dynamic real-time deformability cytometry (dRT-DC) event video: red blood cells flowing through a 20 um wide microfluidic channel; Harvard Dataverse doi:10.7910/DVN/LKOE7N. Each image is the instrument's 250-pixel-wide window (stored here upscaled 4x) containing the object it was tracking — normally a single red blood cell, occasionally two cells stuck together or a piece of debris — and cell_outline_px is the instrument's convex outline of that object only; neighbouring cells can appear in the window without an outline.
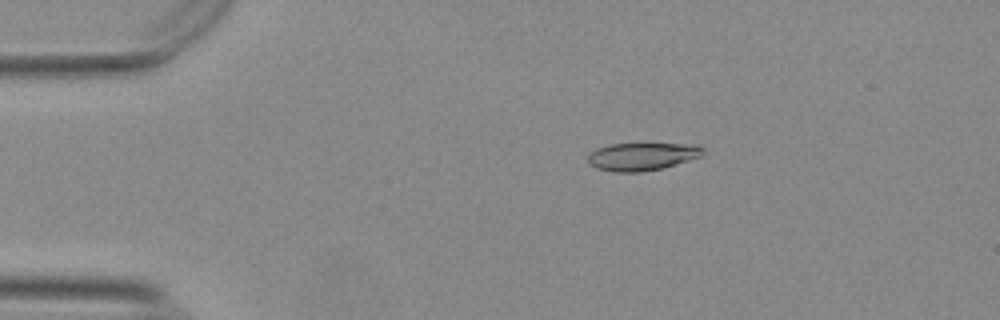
{"species": "Egyptian fruit bat (a non-hibernating species)", "species_latin": "Rousettus aegyptiacus", "temperature_condition": "warm", "stored_images_in_passage": 45, "camera_frame_rate_fps": 3000, "um_per_image_px": 0.085, "animal": {"sex": "female"}, "frame": {"image": 1, "passage_image": 1, "time_ms": 0.0, "image_size_px": [1000, 320], "cell_outline_px": [[704, 152], [700, 156], [664, 168], [640, 172], [616, 172], [596, 168], [588, 160], [588, 156], [596, 148], [612, 144], [696, 144], [704, 148]], "centroid_in_image_um": [54.59, 13.3], "position_along_channel_um": 30.4, "area_um2": 18.44}}
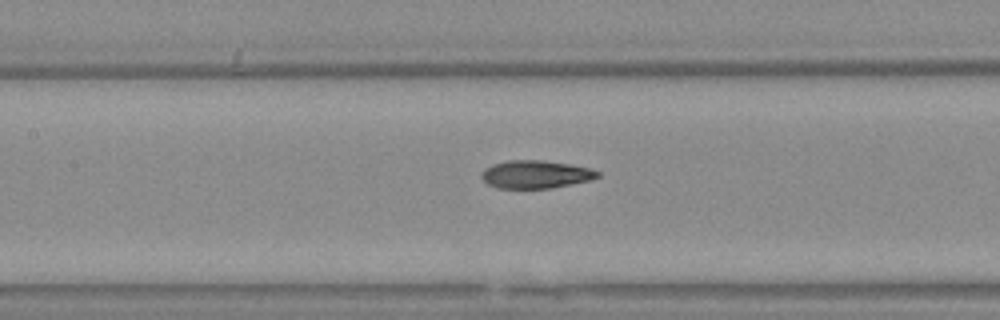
{"frame": {"image": 2, "passage_image": 16, "time_ms": 5.0, "image_size_px": [1000, 320], "cell_outline_px": [[600, 176], [592, 180], [552, 188], [500, 188], [488, 184], [480, 176], [484, 168], [492, 164], [508, 160], [540, 160], [568, 164], [592, 168], [600, 172]], "centroid_in_image_um": [45.55, 14.82], "position_along_channel_um": 161.8, "area_um2": 18.96}}
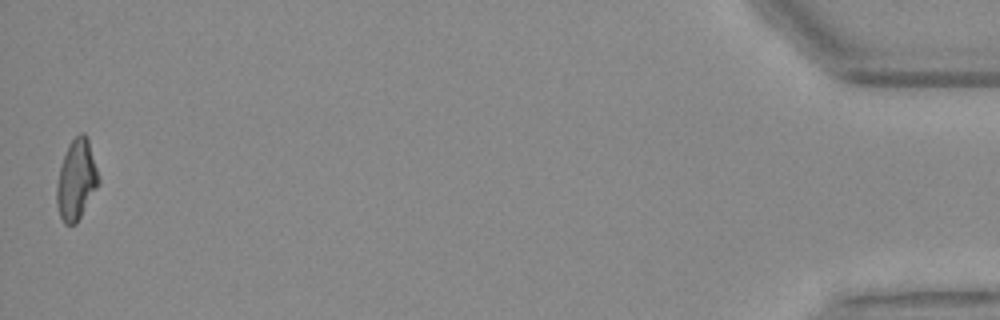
{"frame": {"image": 3, "passage_image": 45, "time_ms": 14.667, "image_size_px": [1000, 320], "cell_outline_px": [[100, 184], [76, 224], [64, 224], [60, 216], [56, 204], [56, 184], [60, 168], [68, 144], [80, 132], [84, 132], [88, 140], [100, 180]], "centroid_in_image_um": [6.49, 15.31], "position_along_channel_um": 428.7, "area_um2": 19.54}, "authors_computed_cell_mechanics": {"area_um2": 19.1896, "velocity_mm_per_s": 3.7362, "shape_relaxation_time_tau1_ms": 5.0213, "shape_relaxation_time_tau2_ms": 2.0856, "deformation_change_tau1": 0.1875, "deformation_change_tau2": 0.0872}}